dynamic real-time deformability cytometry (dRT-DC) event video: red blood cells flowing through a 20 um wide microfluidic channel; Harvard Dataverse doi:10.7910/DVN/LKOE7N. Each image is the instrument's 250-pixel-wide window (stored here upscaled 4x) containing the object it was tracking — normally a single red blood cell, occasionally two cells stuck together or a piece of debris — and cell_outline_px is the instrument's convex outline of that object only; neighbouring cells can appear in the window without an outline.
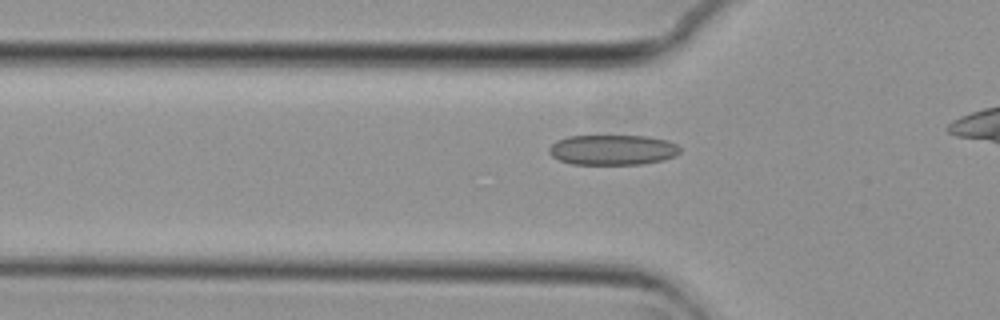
{"species": "common noctule bat (a hibernating species)", "species_latin": "Nyctalus noctula", "temperature_condition": "cold", "stored_images_in_passage": 39, "camera_frame_rate_fps": 3000, "um_per_image_px": 0.085, "animal": {"sex": "female", "body_mass_g": 29.2, "forearm_length_mm": 56.3}, "frame": {"image": 1, "passage_image": 12, "time_ms": 3.667, "image_size_px": [1000, 320], "cell_outline_px": [[680, 152], [676, 156], [664, 160], [640, 164], [572, 164], [560, 160], [552, 156], [548, 152], [548, 148], [556, 140], [568, 136], [648, 136], [668, 140], [676, 144], [680, 148]], "centroid_in_image_um": [52.08, 12.73], "position_along_channel_um": 73.7, "area_um2": 23.18}}
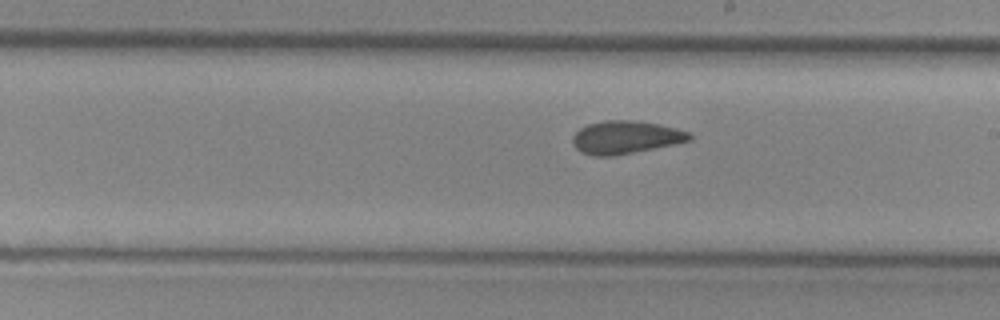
{"frame": {"image": 2, "passage_image": 25, "time_ms": 8.0, "image_size_px": [1000, 320], "cell_outline_px": [[692, 140], [676, 144], [612, 156], [592, 156], [580, 152], [572, 144], [572, 136], [580, 128], [588, 124], [604, 120], [632, 120], [656, 124], [688, 132], [692, 136]], "centroid_in_image_um": [53.12, 11.68], "position_along_channel_um": 235.9, "area_um2": 22.31}}
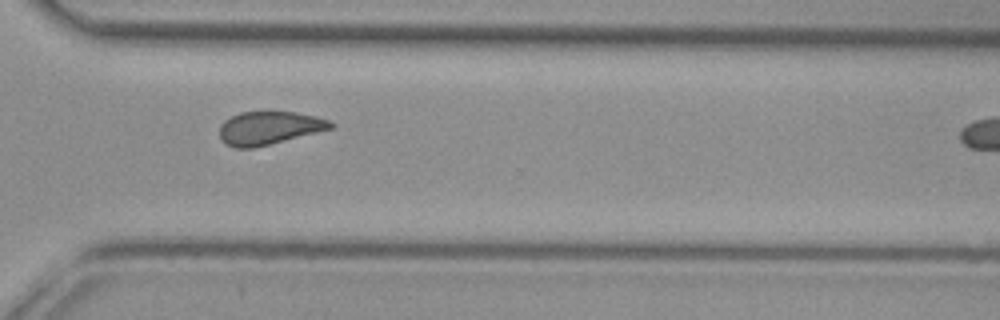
{"frame": {"image": 3, "passage_image": 34, "time_ms": 11.0, "image_size_px": [1000, 320], "cell_outline_px": [[336, 124], [332, 128], [256, 148], [236, 148], [224, 144], [220, 140], [220, 124], [224, 120], [240, 112], [296, 112], [332, 120]], "centroid_in_image_um": [22.86, 10.89], "position_along_channel_um": 347.7, "area_um2": 21.62}}